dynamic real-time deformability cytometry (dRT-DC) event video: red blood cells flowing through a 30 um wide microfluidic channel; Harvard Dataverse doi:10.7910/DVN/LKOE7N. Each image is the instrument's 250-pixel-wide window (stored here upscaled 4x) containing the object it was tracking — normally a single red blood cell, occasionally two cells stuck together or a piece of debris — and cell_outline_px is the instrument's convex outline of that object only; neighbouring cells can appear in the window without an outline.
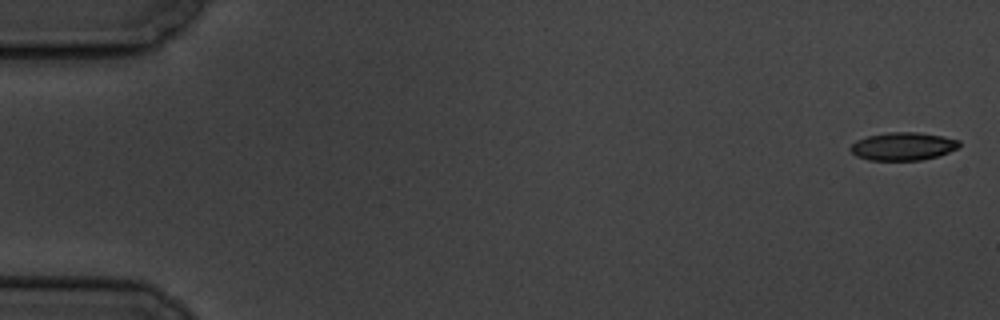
{"species": "common noctule bat (a hibernating species)", "species_latin": "Nyctalus noctula", "temperature_condition": "cold", "stored_images_in_passage": 5, "camera_frame_rate_fps": 3000, "um_per_image_px": 0.085, "animal": {"sex": "male", "body_mass_g": 19.5, "forearm_length_mm": 54.6}, "frame": {"image": 1, "passage_image": 1, "time_ms": 0.0, "image_size_px": [1000, 320], "cell_outline_px": [[960, 144], [956, 148], [940, 156], [920, 160], [868, 160], [856, 156], [848, 148], [856, 140], [868, 136], [888, 132], [916, 132], [944, 136], [960, 140]], "centroid_in_image_um": [76.75, 12.44], "position_along_channel_um": 8.3, "area_um2": 17.8}}
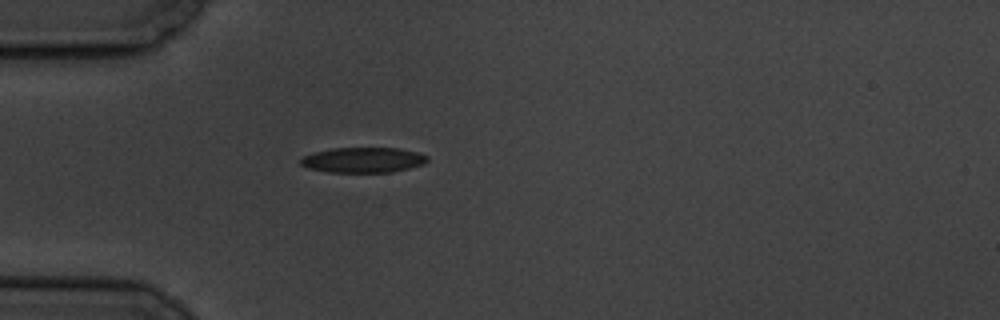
{"frame": {"image": 2, "passage_image": 5, "time_ms": 5.333, "image_size_px": [1000, 320], "cell_outline_px": [[428, 160], [424, 164], [392, 172], [328, 172], [308, 168], [300, 164], [300, 160], [304, 156], [316, 152], [332, 148], [400, 148], [416, 152], [428, 156]], "centroid_in_image_um": [30.88, 13.6], "position_along_channel_um": 54.1, "area_um2": 18.55}}